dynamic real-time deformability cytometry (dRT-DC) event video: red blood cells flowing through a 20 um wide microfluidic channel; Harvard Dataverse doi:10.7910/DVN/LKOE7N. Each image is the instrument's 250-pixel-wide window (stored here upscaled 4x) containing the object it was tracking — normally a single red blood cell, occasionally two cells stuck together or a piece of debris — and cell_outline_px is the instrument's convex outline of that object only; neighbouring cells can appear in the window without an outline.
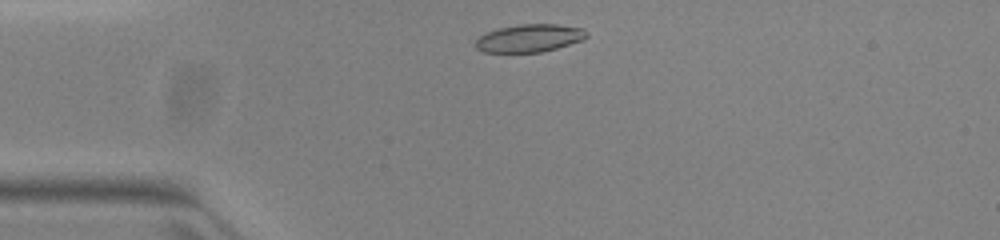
{"species": "common noctule bat (a hibernating species)", "species_latin": "Nyctalus noctula", "temperature_condition": "warm", "stored_images_in_passage": 41, "camera_frame_rate_fps": 3000, "um_per_image_px": 0.085, "animal": {"sex": "female", "body_mass_g": 23.0, "forearm_length_mm": 53.4}, "frame": {"image": 1, "passage_image": 2, "time_ms": 0.333, "image_size_px": [1000, 240], "cell_outline_px": [[588, 36], [584, 40], [556, 48], [540, 52], [484, 52], [476, 48], [476, 40], [484, 32], [500, 28], [520, 24], [556, 24], [584, 28], [588, 32]], "centroid_in_image_um": [45.03, 3.23], "position_along_channel_um": 40.0, "area_um2": 18.03}}
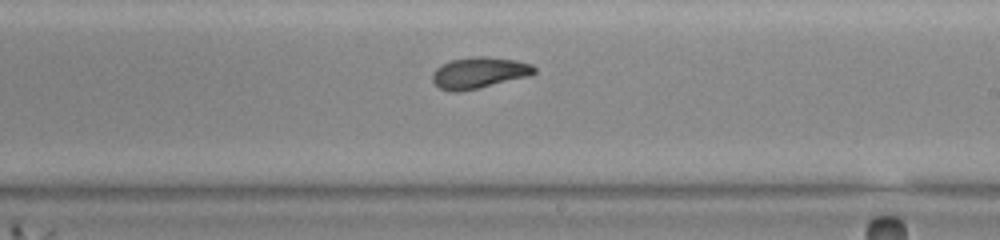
{"frame": {"image": 2, "passage_image": 20, "time_ms": 6.333, "image_size_px": [1000, 240], "cell_outline_px": [[536, 72], [528, 76], [460, 92], [448, 92], [440, 88], [432, 80], [432, 72], [440, 64], [452, 60], [476, 56], [488, 56], [516, 60], [532, 64], [536, 68]], "centroid_in_image_um": [40.7, 6.18], "position_along_channel_um": 248.3, "area_um2": 18.55}}
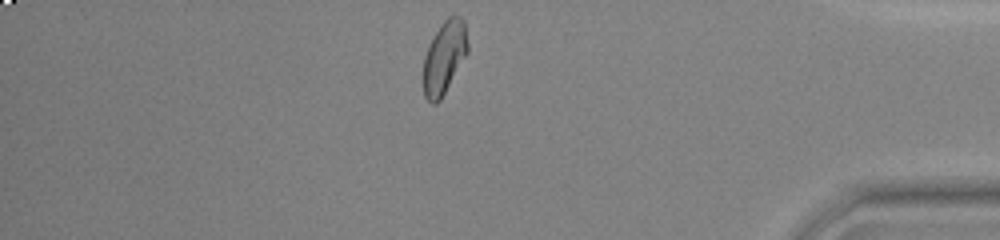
{"frame": {"image": 3, "passage_image": 34, "time_ms": 11.0, "image_size_px": [1000, 240], "cell_outline_px": [[468, 52], [440, 100], [436, 104], [432, 104], [424, 96], [424, 56], [428, 44], [440, 24], [448, 16], [460, 16], [464, 20], [468, 44]], "centroid_in_image_um": [37.76, 4.85], "position_along_channel_um": 397.4, "area_um2": 18.73}, "authors_computed_cell_mechanics": {"area_um2": 18.7272, "velocity_mm_per_s": 3.9647, "shape_relaxation_time_tau1_ms": 4.6503, "shape_relaxation_time_tau2_ms": 2.2564, "deformation_change_tau1": 0.1352, "deformation_change_tau2": 0.0768}}